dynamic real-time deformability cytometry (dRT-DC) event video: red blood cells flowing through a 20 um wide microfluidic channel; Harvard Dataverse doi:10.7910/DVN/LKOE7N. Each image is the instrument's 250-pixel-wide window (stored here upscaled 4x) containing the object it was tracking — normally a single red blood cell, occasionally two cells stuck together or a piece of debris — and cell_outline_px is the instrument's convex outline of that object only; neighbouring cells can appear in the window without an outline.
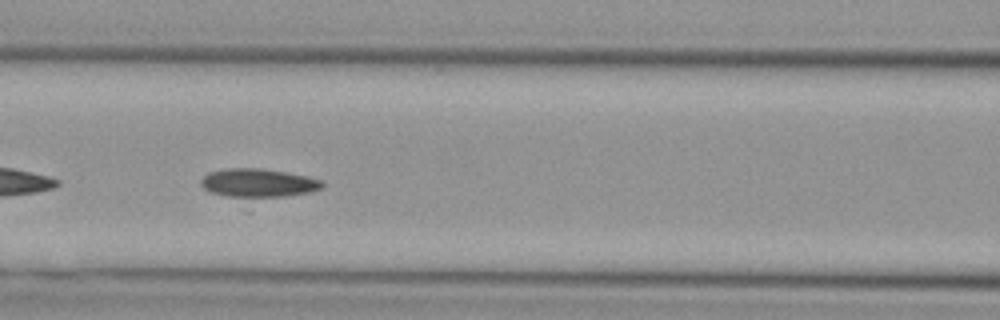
{"species": "Egyptian fruit bat (a non-hibernating species)", "species_latin": "Rousettus aegyptiacus", "temperature_condition": "cold", "stored_images_in_passage": 39, "camera_frame_rate_fps": 3000, "um_per_image_px": 0.085, "animal": {"sex": "female"}, "frame": {"image": 1, "passage_image": 14, "time_ms": 4.333, "image_size_px": [1000, 320], "cell_outline_px": [[324, 184], [320, 188], [308, 192], [284, 196], [228, 196], [212, 192], [204, 188], [200, 184], [200, 180], [208, 172], [228, 168], [260, 168], [308, 176], [320, 180]], "centroid_in_image_um": [21.92, 15.52], "position_along_channel_um": 144.7, "area_um2": 19.65}}
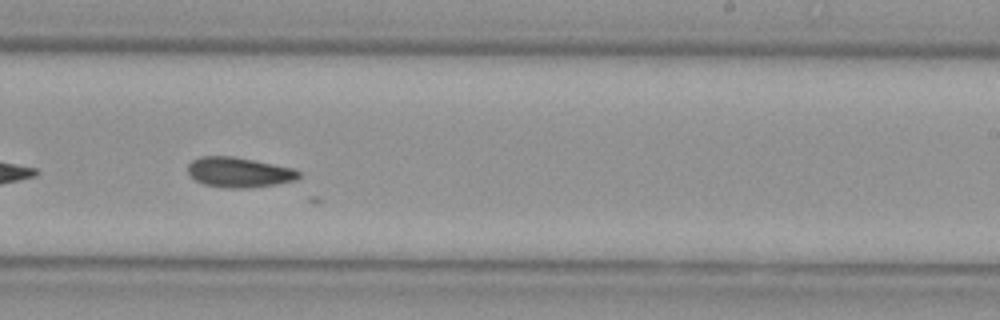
{"frame": {"image": 2, "passage_image": 23, "time_ms": 7.333, "image_size_px": [1000, 320], "cell_outline_px": [[300, 176], [296, 180], [276, 184], [248, 188], [228, 188], [204, 184], [196, 180], [188, 172], [188, 164], [192, 160], [200, 156], [232, 156], [292, 168], [300, 172]], "centroid_in_image_um": [20.3, 14.65], "position_along_channel_um": 268.7, "area_um2": 19.25}}
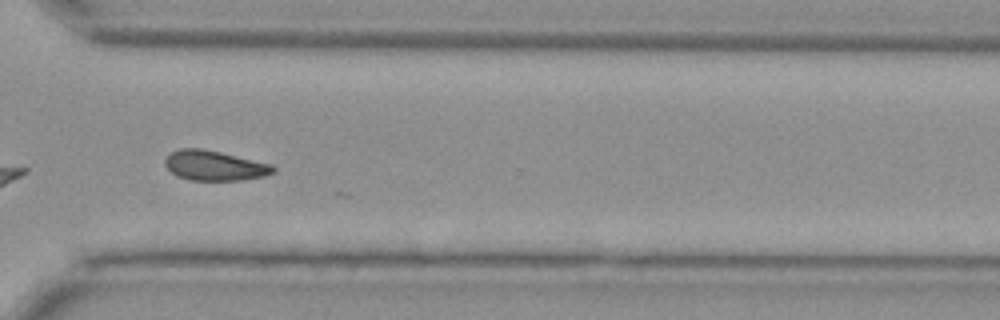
{"frame": {"image": 3, "passage_image": 29, "time_ms": 9.333, "image_size_px": [1000, 320], "cell_outline_px": [[276, 172], [264, 176], [244, 180], [192, 180], [176, 176], [164, 164], [164, 160], [172, 152], [180, 148], [200, 148], [220, 152], [272, 164], [276, 168]], "centroid_in_image_um": [18.26, 14.08], "position_along_channel_um": 352.3, "area_um2": 18.84}}